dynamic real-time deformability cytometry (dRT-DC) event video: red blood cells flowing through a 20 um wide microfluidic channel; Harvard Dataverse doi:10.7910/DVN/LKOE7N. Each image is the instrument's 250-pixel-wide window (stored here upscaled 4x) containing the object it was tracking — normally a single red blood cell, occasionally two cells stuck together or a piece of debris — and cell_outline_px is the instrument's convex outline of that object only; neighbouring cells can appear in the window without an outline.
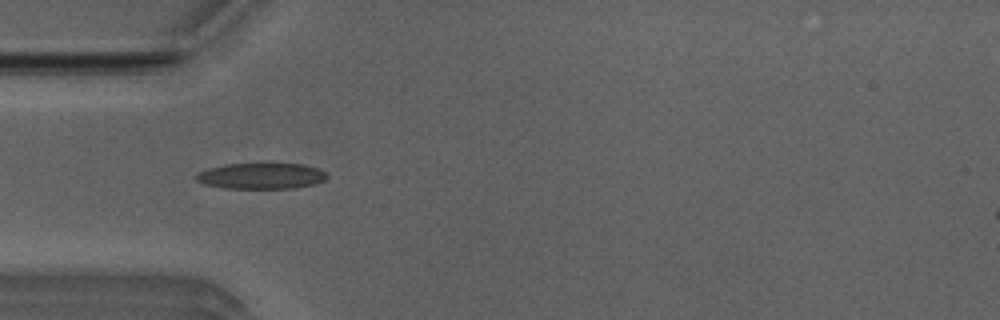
{"species": "Egyptian fruit bat (a non-hibernating species)", "species_latin": "Rousettus aegyptiacus", "temperature_condition": "room temperature", "stored_images_in_passage": 8, "camera_frame_rate_fps": 3000, "um_per_image_px": 0.085, "animal": {"sex": "male"}, "frame": {"image": 1, "passage_image": 4, "time_ms": 1.0, "image_size_px": [1000, 320], "cell_outline_px": [[328, 176], [324, 180], [312, 184], [296, 188], [224, 188], [204, 184], [196, 180], [196, 172], [208, 168], [224, 164], [304, 164], [320, 168]], "centroid_in_image_um": [22.18, 14.95], "position_along_channel_um": 62.8, "area_um2": 19.77}}
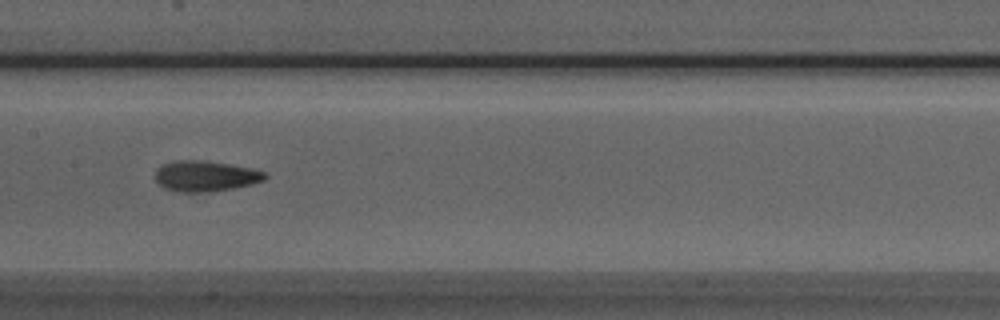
{"frame": {"image": 2, "passage_image": 7, "time_ms": 2.0, "image_size_px": [1000, 320], "cell_outline_px": [[268, 176], [264, 180], [252, 184], [212, 192], [180, 192], [164, 188], [156, 180], [156, 168], [160, 164], [172, 160], [204, 160], [252, 168], [264, 172]], "centroid_in_image_um": [17.43, 14.96], "position_along_channel_um": 190.0, "area_um2": 19.77}}
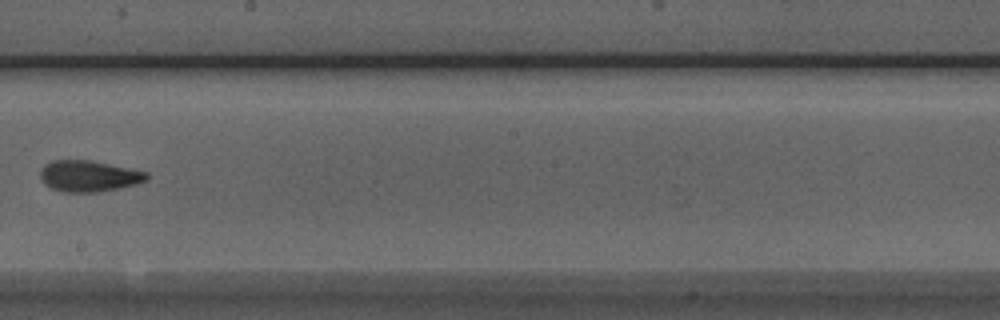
{"frame": {"image": 3, "passage_image": 8, "time_ms": 2.333, "image_size_px": [1000, 320], "cell_outline_px": [[148, 180], [136, 184], [96, 192], [64, 192], [52, 188], [44, 184], [40, 176], [40, 172], [44, 164], [52, 160], [88, 160], [148, 172]], "centroid_in_image_um": [7.52, 14.96], "position_along_channel_um": 240.7, "area_um2": 19.13}}